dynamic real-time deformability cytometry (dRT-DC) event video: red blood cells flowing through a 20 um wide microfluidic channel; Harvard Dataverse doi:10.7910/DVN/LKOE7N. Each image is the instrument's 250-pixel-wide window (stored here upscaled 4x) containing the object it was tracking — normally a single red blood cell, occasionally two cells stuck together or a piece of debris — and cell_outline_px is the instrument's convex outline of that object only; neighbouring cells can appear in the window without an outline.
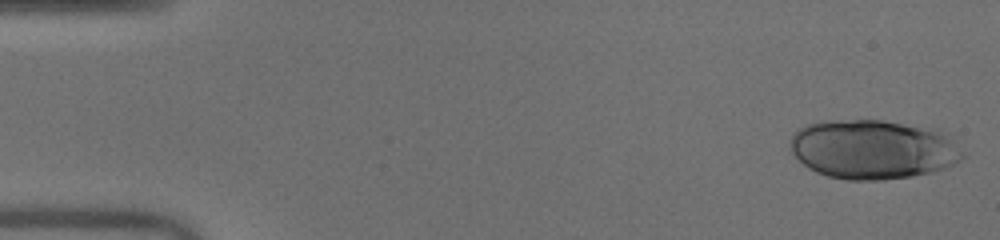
{"species": "human", "species_latin": "Homo sapiens", "temperature_condition": "warm", "stored_images_in_passage": 18, "camera_frame_rate_fps": 3000, "um_per_image_px": 0.085, "donor": {"sex": "male"}, "frame": {"image": 1, "passage_image": 1, "time_ms": 0.0, "image_size_px": [1000, 240], "cell_outline_px": [[968, 156], [944, 168], [932, 172], [912, 176], [884, 180], [848, 180], [828, 176], [816, 172], [808, 168], [792, 152], [788, 140], [792, 132], [808, 124], [824, 120], [880, 120], [936, 128], [948, 132]], "centroid_in_image_um": [74.25, 12.68], "position_along_channel_um": 10.8, "area_um2": 60.52}}